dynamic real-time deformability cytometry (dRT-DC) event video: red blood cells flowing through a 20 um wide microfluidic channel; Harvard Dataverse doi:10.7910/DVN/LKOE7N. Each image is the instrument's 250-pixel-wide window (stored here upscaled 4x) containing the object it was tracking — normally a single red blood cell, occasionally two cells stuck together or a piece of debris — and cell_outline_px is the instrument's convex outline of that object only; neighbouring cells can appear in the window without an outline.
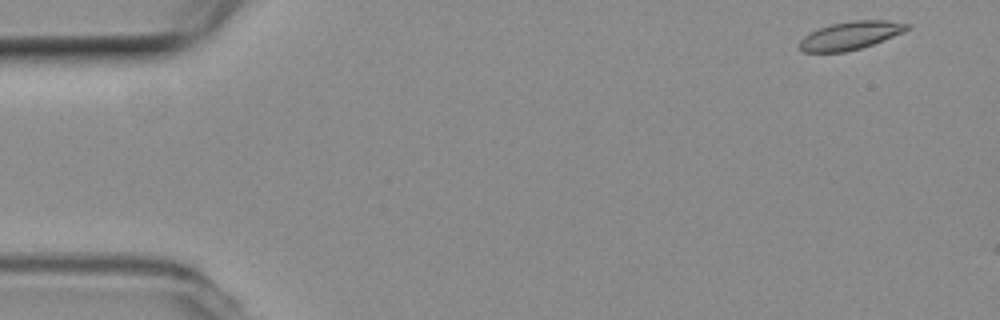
{"species": "common noctule bat (a hibernating species)", "species_latin": "Nyctalus noctula", "temperature_condition": "room temperature", "stored_images_in_passage": 14, "camera_frame_rate_fps": 3000, "um_per_image_px": 0.085, "animal": {"sex": "female", "body_mass_g": 19.3, "forearm_length_mm": 54.1}, "frame": {"image": 1, "passage_image": 1, "time_ms": 0.0, "image_size_px": [1000, 320], "cell_outline_px": [[912, 24], [904, 32], [872, 44], [860, 48], [844, 52], [804, 52], [800, 48], [800, 40], [804, 36], [820, 28], [832, 24], [852, 20], [888, 20]], "centroid_in_image_um": [72.32, 3.01], "position_along_channel_um": 12.7, "area_um2": 17.4}}
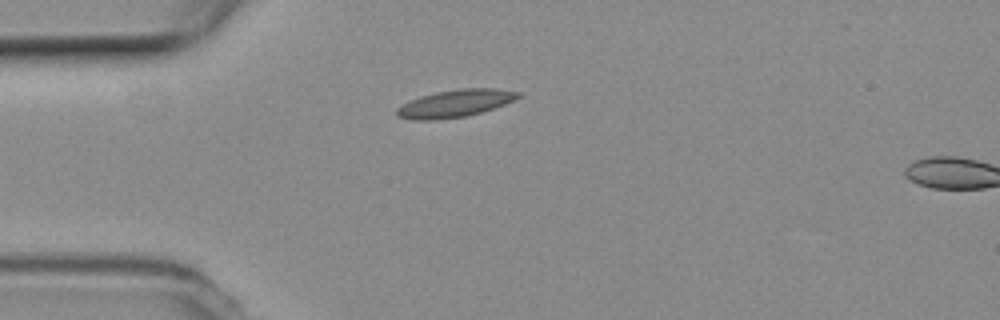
{"frame": {"image": 2, "passage_image": 12, "time_ms": 3.667, "image_size_px": [1000, 320], "cell_outline_px": [[520, 96], [504, 104], [480, 112], [464, 116], [436, 120], [412, 120], [396, 116], [396, 108], [408, 100], [420, 96], [436, 92], [460, 88], [496, 88], [520, 92]], "centroid_in_image_um": [38.62, 8.78], "position_along_channel_um": 46.4, "area_um2": 19.31}}